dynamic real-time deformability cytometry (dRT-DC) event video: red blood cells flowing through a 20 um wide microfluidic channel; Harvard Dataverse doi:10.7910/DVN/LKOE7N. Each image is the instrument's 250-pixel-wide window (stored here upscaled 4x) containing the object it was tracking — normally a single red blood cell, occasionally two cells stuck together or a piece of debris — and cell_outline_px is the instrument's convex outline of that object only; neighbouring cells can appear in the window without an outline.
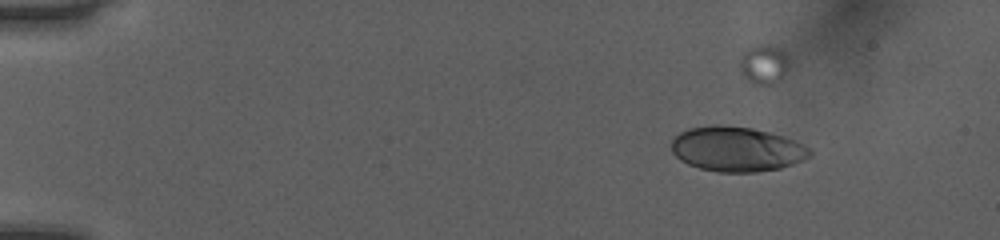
{"species": "human", "species_latin": "Homo sapiens", "temperature_condition": "room temperature", "stored_images_in_passage": 34, "camera_frame_rate_fps": 3000, "um_per_image_px": 0.085, "donor": {"sex": "female"}, "frame": {"image": 1, "passage_image": 9, "time_ms": 2.667, "image_size_px": [1000, 240], "cell_outline_px": [[812, 152], [808, 156], [792, 164], [780, 168], [756, 172], [716, 172], [700, 168], [688, 164], [680, 160], [672, 152], [672, 140], [680, 132], [688, 128], [752, 128], [768, 132], [792, 140], [808, 148]], "centroid_in_image_um": [62.59, 12.72], "position_along_channel_um": 22.4, "area_um2": 34.8}}
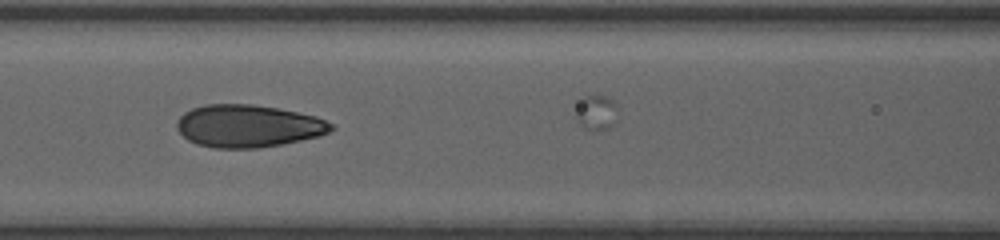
{"frame": {"image": 2, "passage_image": 26, "time_ms": 8.333, "image_size_px": [1000, 240], "cell_outline_px": [[336, 128], [328, 132], [316, 136], [300, 140], [260, 148], [212, 148], [196, 144], [188, 140], [176, 128], [176, 124], [180, 116], [184, 112], [192, 108], [204, 104], [252, 104], [276, 108], [316, 116], [332, 124]], "centroid_in_image_um": [21.05, 10.71], "position_along_channel_um": 145.6, "area_um2": 38.09}}
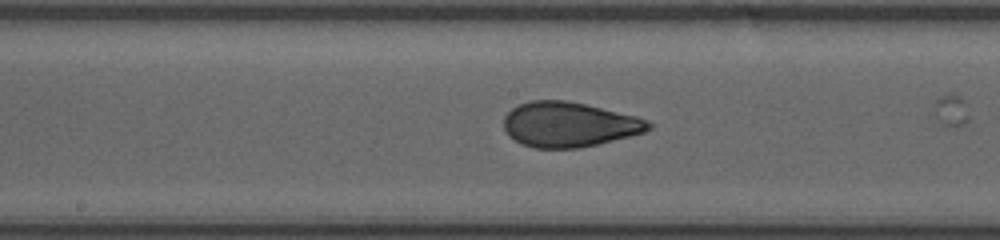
{"frame": {"image": 3, "passage_image": 30, "time_ms": 9.667, "image_size_px": [1000, 240], "cell_outline_px": [[652, 128], [644, 132], [580, 148], [532, 148], [520, 144], [508, 136], [504, 128], [504, 116], [512, 108], [528, 100], [564, 100], [584, 104], [636, 116], [648, 120], [652, 124]], "centroid_in_image_um": [48.32, 10.58], "position_along_channel_um": 199.9, "area_um2": 37.86}}